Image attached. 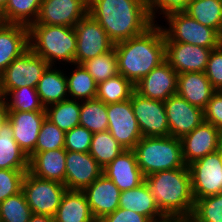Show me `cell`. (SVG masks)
Segmentation results:
<instances>
[{"mask_svg": "<svg viewBox=\"0 0 222 222\" xmlns=\"http://www.w3.org/2000/svg\"><path fill=\"white\" fill-rule=\"evenodd\" d=\"M182 156L186 166L216 152L222 144V132L211 123L203 121L181 139Z\"/></svg>", "mask_w": 222, "mask_h": 222, "instance_id": "cell-14", "label": "cell"}, {"mask_svg": "<svg viewBox=\"0 0 222 222\" xmlns=\"http://www.w3.org/2000/svg\"><path fill=\"white\" fill-rule=\"evenodd\" d=\"M75 66L72 74H66L69 99L77 101H86L96 98L97 83L81 64ZM71 74V75H69Z\"/></svg>", "mask_w": 222, "mask_h": 222, "instance_id": "cell-31", "label": "cell"}, {"mask_svg": "<svg viewBox=\"0 0 222 222\" xmlns=\"http://www.w3.org/2000/svg\"><path fill=\"white\" fill-rule=\"evenodd\" d=\"M88 14V0H42L32 24L74 27Z\"/></svg>", "mask_w": 222, "mask_h": 222, "instance_id": "cell-13", "label": "cell"}, {"mask_svg": "<svg viewBox=\"0 0 222 222\" xmlns=\"http://www.w3.org/2000/svg\"><path fill=\"white\" fill-rule=\"evenodd\" d=\"M184 12L222 36V0H191Z\"/></svg>", "mask_w": 222, "mask_h": 222, "instance_id": "cell-29", "label": "cell"}, {"mask_svg": "<svg viewBox=\"0 0 222 222\" xmlns=\"http://www.w3.org/2000/svg\"><path fill=\"white\" fill-rule=\"evenodd\" d=\"M4 23L3 21V18H2V13H1V10H0V26Z\"/></svg>", "mask_w": 222, "mask_h": 222, "instance_id": "cell-52", "label": "cell"}, {"mask_svg": "<svg viewBox=\"0 0 222 222\" xmlns=\"http://www.w3.org/2000/svg\"><path fill=\"white\" fill-rule=\"evenodd\" d=\"M103 174L119 188L121 192L135 188L145 181L133 150H125L103 168Z\"/></svg>", "mask_w": 222, "mask_h": 222, "instance_id": "cell-21", "label": "cell"}, {"mask_svg": "<svg viewBox=\"0 0 222 222\" xmlns=\"http://www.w3.org/2000/svg\"><path fill=\"white\" fill-rule=\"evenodd\" d=\"M152 222H188V220L179 217H164L163 219Z\"/></svg>", "mask_w": 222, "mask_h": 222, "instance_id": "cell-49", "label": "cell"}, {"mask_svg": "<svg viewBox=\"0 0 222 222\" xmlns=\"http://www.w3.org/2000/svg\"><path fill=\"white\" fill-rule=\"evenodd\" d=\"M188 222H222V193L197 199Z\"/></svg>", "mask_w": 222, "mask_h": 222, "instance_id": "cell-39", "label": "cell"}, {"mask_svg": "<svg viewBox=\"0 0 222 222\" xmlns=\"http://www.w3.org/2000/svg\"><path fill=\"white\" fill-rule=\"evenodd\" d=\"M77 43L75 64H83L98 55L110 51L114 43L103 27L88 13L74 26Z\"/></svg>", "mask_w": 222, "mask_h": 222, "instance_id": "cell-9", "label": "cell"}, {"mask_svg": "<svg viewBox=\"0 0 222 222\" xmlns=\"http://www.w3.org/2000/svg\"><path fill=\"white\" fill-rule=\"evenodd\" d=\"M79 125L93 134L108 130L107 104L97 98L81 101Z\"/></svg>", "mask_w": 222, "mask_h": 222, "instance_id": "cell-35", "label": "cell"}, {"mask_svg": "<svg viewBox=\"0 0 222 222\" xmlns=\"http://www.w3.org/2000/svg\"><path fill=\"white\" fill-rule=\"evenodd\" d=\"M64 141L65 132L45 118L38 134L35 152H44L64 148Z\"/></svg>", "mask_w": 222, "mask_h": 222, "instance_id": "cell-40", "label": "cell"}, {"mask_svg": "<svg viewBox=\"0 0 222 222\" xmlns=\"http://www.w3.org/2000/svg\"><path fill=\"white\" fill-rule=\"evenodd\" d=\"M54 222H97L83 191L66 190L58 207Z\"/></svg>", "mask_w": 222, "mask_h": 222, "instance_id": "cell-27", "label": "cell"}, {"mask_svg": "<svg viewBox=\"0 0 222 222\" xmlns=\"http://www.w3.org/2000/svg\"><path fill=\"white\" fill-rule=\"evenodd\" d=\"M88 13L114 44L142 34L154 24L146 0H88Z\"/></svg>", "mask_w": 222, "mask_h": 222, "instance_id": "cell-1", "label": "cell"}, {"mask_svg": "<svg viewBox=\"0 0 222 222\" xmlns=\"http://www.w3.org/2000/svg\"><path fill=\"white\" fill-rule=\"evenodd\" d=\"M108 131L125 149L132 150L143 137L135 118L131 100L107 104Z\"/></svg>", "mask_w": 222, "mask_h": 222, "instance_id": "cell-12", "label": "cell"}, {"mask_svg": "<svg viewBox=\"0 0 222 222\" xmlns=\"http://www.w3.org/2000/svg\"><path fill=\"white\" fill-rule=\"evenodd\" d=\"M29 222H54V217L49 215L32 214Z\"/></svg>", "mask_w": 222, "mask_h": 222, "instance_id": "cell-48", "label": "cell"}, {"mask_svg": "<svg viewBox=\"0 0 222 222\" xmlns=\"http://www.w3.org/2000/svg\"><path fill=\"white\" fill-rule=\"evenodd\" d=\"M119 207L144 215L151 221H157L165 217L155 203L145 181L135 188L121 192Z\"/></svg>", "mask_w": 222, "mask_h": 222, "instance_id": "cell-25", "label": "cell"}, {"mask_svg": "<svg viewBox=\"0 0 222 222\" xmlns=\"http://www.w3.org/2000/svg\"><path fill=\"white\" fill-rule=\"evenodd\" d=\"M194 200L222 193L221 151L207 154L188 165Z\"/></svg>", "mask_w": 222, "mask_h": 222, "instance_id": "cell-8", "label": "cell"}, {"mask_svg": "<svg viewBox=\"0 0 222 222\" xmlns=\"http://www.w3.org/2000/svg\"><path fill=\"white\" fill-rule=\"evenodd\" d=\"M204 121L222 132V91H216L203 109Z\"/></svg>", "mask_w": 222, "mask_h": 222, "instance_id": "cell-45", "label": "cell"}, {"mask_svg": "<svg viewBox=\"0 0 222 222\" xmlns=\"http://www.w3.org/2000/svg\"><path fill=\"white\" fill-rule=\"evenodd\" d=\"M134 91L135 85L118 73L97 84L96 98L105 104L119 103L130 99Z\"/></svg>", "mask_w": 222, "mask_h": 222, "instance_id": "cell-33", "label": "cell"}, {"mask_svg": "<svg viewBox=\"0 0 222 222\" xmlns=\"http://www.w3.org/2000/svg\"><path fill=\"white\" fill-rule=\"evenodd\" d=\"M46 118L64 132L79 126L81 101L66 99L45 108Z\"/></svg>", "mask_w": 222, "mask_h": 222, "instance_id": "cell-30", "label": "cell"}, {"mask_svg": "<svg viewBox=\"0 0 222 222\" xmlns=\"http://www.w3.org/2000/svg\"><path fill=\"white\" fill-rule=\"evenodd\" d=\"M167 28L163 25L165 42H179L204 48H218L222 36L213 28L205 26L184 11L173 12L166 17Z\"/></svg>", "mask_w": 222, "mask_h": 222, "instance_id": "cell-6", "label": "cell"}, {"mask_svg": "<svg viewBox=\"0 0 222 222\" xmlns=\"http://www.w3.org/2000/svg\"><path fill=\"white\" fill-rule=\"evenodd\" d=\"M205 75L216 91H222V44L211 51Z\"/></svg>", "mask_w": 222, "mask_h": 222, "instance_id": "cell-44", "label": "cell"}, {"mask_svg": "<svg viewBox=\"0 0 222 222\" xmlns=\"http://www.w3.org/2000/svg\"><path fill=\"white\" fill-rule=\"evenodd\" d=\"M170 136L181 139L204 121L203 109L191 105L178 94L164 101Z\"/></svg>", "mask_w": 222, "mask_h": 222, "instance_id": "cell-15", "label": "cell"}, {"mask_svg": "<svg viewBox=\"0 0 222 222\" xmlns=\"http://www.w3.org/2000/svg\"><path fill=\"white\" fill-rule=\"evenodd\" d=\"M5 101V94L2 88V76L0 74V103Z\"/></svg>", "mask_w": 222, "mask_h": 222, "instance_id": "cell-50", "label": "cell"}, {"mask_svg": "<svg viewBox=\"0 0 222 222\" xmlns=\"http://www.w3.org/2000/svg\"><path fill=\"white\" fill-rule=\"evenodd\" d=\"M191 0H146L150 16L154 23H157L155 20L159 14L162 17H166L168 14L173 12H182L185 11L189 2Z\"/></svg>", "mask_w": 222, "mask_h": 222, "instance_id": "cell-43", "label": "cell"}, {"mask_svg": "<svg viewBox=\"0 0 222 222\" xmlns=\"http://www.w3.org/2000/svg\"><path fill=\"white\" fill-rule=\"evenodd\" d=\"M27 171L0 169V203L22 191V182Z\"/></svg>", "mask_w": 222, "mask_h": 222, "instance_id": "cell-41", "label": "cell"}, {"mask_svg": "<svg viewBox=\"0 0 222 222\" xmlns=\"http://www.w3.org/2000/svg\"><path fill=\"white\" fill-rule=\"evenodd\" d=\"M83 192L96 221L119 208L121 191L104 174L98 177L90 186L86 187Z\"/></svg>", "mask_w": 222, "mask_h": 222, "instance_id": "cell-20", "label": "cell"}, {"mask_svg": "<svg viewBox=\"0 0 222 222\" xmlns=\"http://www.w3.org/2000/svg\"><path fill=\"white\" fill-rule=\"evenodd\" d=\"M32 214L22 191L0 203V222H29Z\"/></svg>", "mask_w": 222, "mask_h": 222, "instance_id": "cell-38", "label": "cell"}, {"mask_svg": "<svg viewBox=\"0 0 222 222\" xmlns=\"http://www.w3.org/2000/svg\"><path fill=\"white\" fill-rule=\"evenodd\" d=\"M132 150L144 177L188 167L183 160L181 140L172 136L142 137Z\"/></svg>", "mask_w": 222, "mask_h": 222, "instance_id": "cell-5", "label": "cell"}, {"mask_svg": "<svg viewBox=\"0 0 222 222\" xmlns=\"http://www.w3.org/2000/svg\"><path fill=\"white\" fill-rule=\"evenodd\" d=\"M57 68H59L57 65L48 66L36 86V91L45 108L69 98L65 73L67 70Z\"/></svg>", "mask_w": 222, "mask_h": 222, "instance_id": "cell-26", "label": "cell"}, {"mask_svg": "<svg viewBox=\"0 0 222 222\" xmlns=\"http://www.w3.org/2000/svg\"><path fill=\"white\" fill-rule=\"evenodd\" d=\"M66 155L64 148L35 152L29 157L28 171L39 178L65 185Z\"/></svg>", "mask_w": 222, "mask_h": 222, "instance_id": "cell-23", "label": "cell"}, {"mask_svg": "<svg viewBox=\"0 0 222 222\" xmlns=\"http://www.w3.org/2000/svg\"><path fill=\"white\" fill-rule=\"evenodd\" d=\"M118 73L134 85L165 61L162 26L154 23L145 32L114 44Z\"/></svg>", "mask_w": 222, "mask_h": 222, "instance_id": "cell-2", "label": "cell"}, {"mask_svg": "<svg viewBox=\"0 0 222 222\" xmlns=\"http://www.w3.org/2000/svg\"><path fill=\"white\" fill-rule=\"evenodd\" d=\"M9 0H0V10H2L6 4L8 3Z\"/></svg>", "mask_w": 222, "mask_h": 222, "instance_id": "cell-51", "label": "cell"}, {"mask_svg": "<svg viewBox=\"0 0 222 222\" xmlns=\"http://www.w3.org/2000/svg\"><path fill=\"white\" fill-rule=\"evenodd\" d=\"M28 29L29 48L49 66L75 63L77 36L74 27L31 24Z\"/></svg>", "mask_w": 222, "mask_h": 222, "instance_id": "cell-4", "label": "cell"}, {"mask_svg": "<svg viewBox=\"0 0 222 222\" xmlns=\"http://www.w3.org/2000/svg\"><path fill=\"white\" fill-rule=\"evenodd\" d=\"M9 111L46 112L36 88L23 86L13 90H3Z\"/></svg>", "mask_w": 222, "mask_h": 222, "instance_id": "cell-34", "label": "cell"}, {"mask_svg": "<svg viewBox=\"0 0 222 222\" xmlns=\"http://www.w3.org/2000/svg\"><path fill=\"white\" fill-rule=\"evenodd\" d=\"M0 169H29V157L16 143L9 121L0 128Z\"/></svg>", "mask_w": 222, "mask_h": 222, "instance_id": "cell-28", "label": "cell"}, {"mask_svg": "<svg viewBox=\"0 0 222 222\" xmlns=\"http://www.w3.org/2000/svg\"><path fill=\"white\" fill-rule=\"evenodd\" d=\"M103 174V168L89 154L67 151L65 186L67 190L83 191Z\"/></svg>", "mask_w": 222, "mask_h": 222, "instance_id": "cell-18", "label": "cell"}, {"mask_svg": "<svg viewBox=\"0 0 222 222\" xmlns=\"http://www.w3.org/2000/svg\"><path fill=\"white\" fill-rule=\"evenodd\" d=\"M130 100L143 137L170 136L163 101L143 97L136 91L132 93Z\"/></svg>", "mask_w": 222, "mask_h": 222, "instance_id": "cell-11", "label": "cell"}, {"mask_svg": "<svg viewBox=\"0 0 222 222\" xmlns=\"http://www.w3.org/2000/svg\"><path fill=\"white\" fill-rule=\"evenodd\" d=\"M49 64L28 48L14 59L1 74L3 90H13L23 86L36 88L43 72Z\"/></svg>", "mask_w": 222, "mask_h": 222, "instance_id": "cell-10", "label": "cell"}, {"mask_svg": "<svg viewBox=\"0 0 222 222\" xmlns=\"http://www.w3.org/2000/svg\"><path fill=\"white\" fill-rule=\"evenodd\" d=\"M66 190L64 184L39 178L29 171L22 182V192L33 214L54 217Z\"/></svg>", "mask_w": 222, "mask_h": 222, "instance_id": "cell-7", "label": "cell"}, {"mask_svg": "<svg viewBox=\"0 0 222 222\" xmlns=\"http://www.w3.org/2000/svg\"><path fill=\"white\" fill-rule=\"evenodd\" d=\"M198 45L165 42V61L178 73L205 72L211 51Z\"/></svg>", "mask_w": 222, "mask_h": 222, "instance_id": "cell-16", "label": "cell"}, {"mask_svg": "<svg viewBox=\"0 0 222 222\" xmlns=\"http://www.w3.org/2000/svg\"><path fill=\"white\" fill-rule=\"evenodd\" d=\"M125 149L112 137L108 130L92 135L89 154L105 168Z\"/></svg>", "mask_w": 222, "mask_h": 222, "instance_id": "cell-36", "label": "cell"}, {"mask_svg": "<svg viewBox=\"0 0 222 222\" xmlns=\"http://www.w3.org/2000/svg\"><path fill=\"white\" fill-rule=\"evenodd\" d=\"M42 0H9L1 10L4 23L29 27L38 17Z\"/></svg>", "mask_w": 222, "mask_h": 222, "instance_id": "cell-32", "label": "cell"}, {"mask_svg": "<svg viewBox=\"0 0 222 222\" xmlns=\"http://www.w3.org/2000/svg\"><path fill=\"white\" fill-rule=\"evenodd\" d=\"M8 107L4 102L0 103V128L8 121Z\"/></svg>", "mask_w": 222, "mask_h": 222, "instance_id": "cell-47", "label": "cell"}, {"mask_svg": "<svg viewBox=\"0 0 222 222\" xmlns=\"http://www.w3.org/2000/svg\"><path fill=\"white\" fill-rule=\"evenodd\" d=\"M97 222H152L148 217L130 209L117 208L114 212L103 216Z\"/></svg>", "mask_w": 222, "mask_h": 222, "instance_id": "cell-46", "label": "cell"}, {"mask_svg": "<svg viewBox=\"0 0 222 222\" xmlns=\"http://www.w3.org/2000/svg\"><path fill=\"white\" fill-rule=\"evenodd\" d=\"M177 82L178 73L164 61L135 84V91L143 97L164 102L177 94Z\"/></svg>", "mask_w": 222, "mask_h": 222, "instance_id": "cell-17", "label": "cell"}, {"mask_svg": "<svg viewBox=\"0 0 222 222\" xmlns=\"http://www.w3.org/2000/svg\"><path fill=\"white\" fill-rule=\"evenodd\" d=\"M215 92L205 72L178 74L177 94L191 105L204 109Z\"/></svg>", "mask_w": 222, "mask_h": 222, "instance_id": "cell-24", "label": "cell"}, {"mask_svg": "<svg viewBox=\"0 0 222 222\" xmlns=\"http://www.w3.org/2000/svg\"><path fill=\"white\" fill-rule=\"evenodd\" d=\"M145 182L165 217L191 218L195 200L188 167L150 174Z\"/></svg>", "mask_w": 222, "mask_h": 222, "instance_id": "cell-3", "label": "cell"}, {"mask_svg": "<svg viewBox=\"0 0 222 222\" xmlns=\"http://www.w3.org/2000/svg\"><path fill=\"white\" fill-rule=\"evenodd\" d=\"M220 151H221V158H222V144H221V146H220V149H219Z\"/></svg>", "mask_w": 222, "mask_h": 222, "instance_id": "cell-53", "label": "cell"}, {"mask_svg": "<svg viewBox=\"0 0 222 222\" xmlns=\"http://www.w3.org/2000/svg\"><path fill=\"white\" fill-rule=\"evenodd\" d=\"M28 48V27L21 24L3 23L0 26V74Z\"/></svg>", "mask_w": 222, "mask_h": 222, "instance_id": "cell-22", "label": "cell"}, {"mask_svg": "<svg viewBox=\"0 0 222 222\" xmlns=\"http://www.w3.org/2000/svg\"><path fill=\"white\" fill-rule=\"evenodd\" d=\"M93 133L83 126H76L65 132L66 151L89 153Z\"/></svg>", "mask_w": 222, "mask_h": 222, "instance_id": "cell-42", "label": "cell"}, {"mask_svg": "<svg viewBox=\"0 0 222 222\" xmlns=\"http://www.w3.org/2000/svg\"><path fill=\"white\" fill-rule=\"evenodd\" d=\"M46 112L8 111L14 139L24 153L30 157L35 153V146Z\"/></svg>", "mask_w": 222, "mask_h": 222, "instance_id": "cell-19", "label": "cell"}, {"mask_svg": "<svg viewBox=\"0 0 222 222\" xmlns=\"http://www.w3.org/2000/svg\"><path fill=\"white\" fill-rule=\"evenodd\" d=\"M97 84L118 74L116 50L110 51L85 61L82 64Z\"/></svg>", "mask_w": 222, "mask_h": 222, "instance_id": "cell-37", "label": "cell"}]
</instances>
